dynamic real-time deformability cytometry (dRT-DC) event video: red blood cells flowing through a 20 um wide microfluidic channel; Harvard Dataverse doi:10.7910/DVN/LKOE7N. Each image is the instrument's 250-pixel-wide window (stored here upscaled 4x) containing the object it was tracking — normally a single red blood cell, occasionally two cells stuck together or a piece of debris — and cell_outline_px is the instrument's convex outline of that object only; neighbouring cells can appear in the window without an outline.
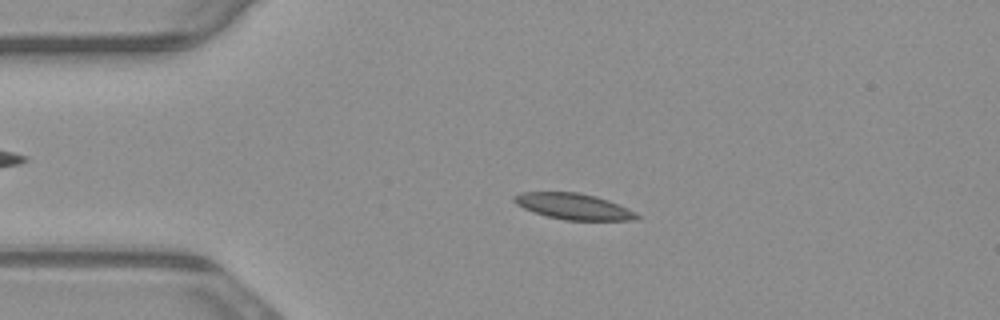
{"species": "common noctule bat (a hibernating species)", "species_latin": "Nyctalus noctula", "temperature_condition": "warm", "stored_images_in_passage": 45, "camera_frame_rate_fps": 3000, "um_per_image_px": 0.085, "animal": {"sex": "male", "body_mass_g": 23.1, "forearm_length_mm": 52.7}, "frame": {"image": 1, "passage_image": 11, "time_ms": 3.333, "image_size_px": [1000, 320], "cell_outline_px": [[640, 216], [632, 220], [564, 220], [548, 216], [524, 208], [516, 204], [512, 200], [512, 196], [520, 192], [576, 192], [596, 196], [608, 200], [628, 208], [636, 212]], "centroid_in_image_um": [48.73, 17.53], "position_along_channel_um": 36.3, "area_um2": 18.5}}
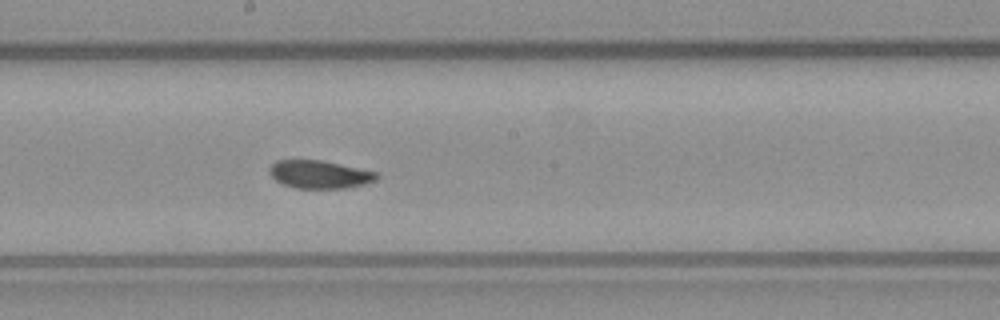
{"frame": {"image": 2, "passage_image": 28, "time_ms": 9.0, "image_size_px": [1000, 320], "cell_outline_px": [[380, 176], [376, 180], [364, 184], [344, 188], [296, 188], [284, 184], [276, 180], [268, 172], [268, 168], [276, 160], [320, 160], [340, 164], [376, 172]], "centroid_in_image_um": [27.14, 14.82], "position_along_channel_um": 221.1, "area_um2": 17.34}}
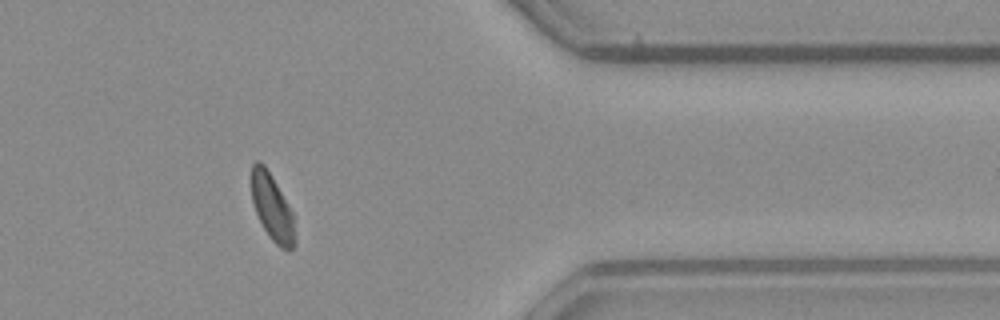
{"frame": {"image": 3, "passage_image": 43, "time_ms": 14.0, "image_size_px": [1000, 320], "cell_outline_px": [[296, 244], [292, 248], [280, 248], [268, 236], [256, 212], [252, 200], [252, 164], [256, 160], [260, 160], [264, 164], [272, 176], [292, 212], [296, 240]], "centroid_in_image_um": [23.14, 17.63], "position_along_channel_um": 388.3, "area_um2": 16.59}, "authors_computed_cell_mechanics": {"area_um2": 18.3804, "velocity_mm_per_s": 3.8196, "shape_relaxation_time_tau1_ms": 6.2305, "shape_relaxation_time_tau2_ms": null, "deformation_change_tau1": 0.1164, "deformation_change_tau2": null}}